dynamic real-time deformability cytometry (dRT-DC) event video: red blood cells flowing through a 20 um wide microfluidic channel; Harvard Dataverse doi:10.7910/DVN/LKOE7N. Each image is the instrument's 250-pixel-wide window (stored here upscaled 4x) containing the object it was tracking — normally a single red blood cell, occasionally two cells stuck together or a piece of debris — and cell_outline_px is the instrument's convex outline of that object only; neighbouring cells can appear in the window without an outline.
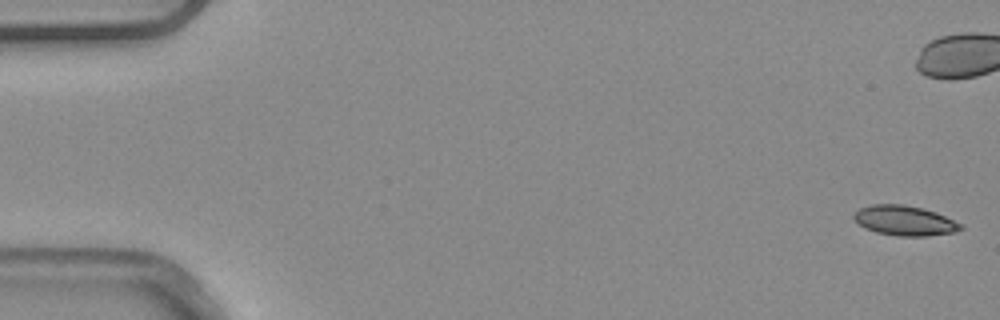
{"species": "common noctule bat (a hibernating species)", "species_latin": "Nyctalus noctula", "temperature_condition": "warm", "stored_images_in_passage": 7, "camera_frame_rate_fps": 3000, "um_per_image_px": 0.085, "animal": {"sex": "male", "body_mass_g": 20.4}, "frame": {"image": 1, "passage_image": 1, "time_ms": 0.0, "image_size_px": [1000, 320], "cell_outline_px": [[964, 228], [956, 232], [928, 236], [896, 236], [876, 232], [864, 228], [852, 220], [852, 216], [860, 208], [872, 204], [904, 204], [924, 208], [936, 212], [964, 224]], "centroid_in_image_um": [76.91, 18.75], "position_along_channel_um": 8.1, "area_um2": 19.02}}